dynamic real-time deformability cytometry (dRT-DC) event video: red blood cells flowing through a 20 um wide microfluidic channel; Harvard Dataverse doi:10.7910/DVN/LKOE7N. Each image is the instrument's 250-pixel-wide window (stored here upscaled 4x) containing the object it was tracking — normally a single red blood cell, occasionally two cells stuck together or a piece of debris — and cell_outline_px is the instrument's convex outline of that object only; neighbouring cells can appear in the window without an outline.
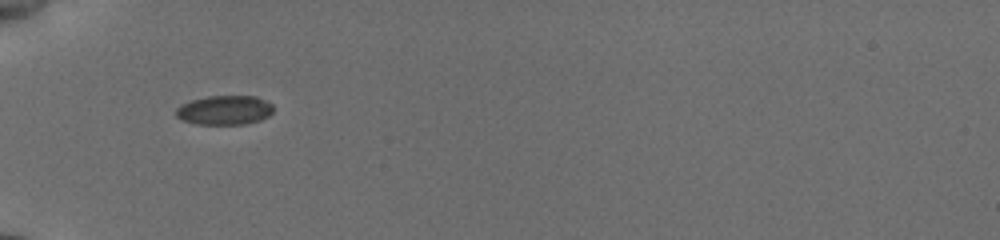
{"species": "common noctule bat (a hibernating species)", "species_latin": "Nyctalus noctula", "temperature_condition": "cold", "stored_images_in_passage": 36, "camera_frame_rate_fps": 3000, "um_per_image_px": 0.085, "animal": {"sex": "female", "body_mass_g": 19.5, "forearm_length_mm": 54.1}, "frame": {"image": 1, "passage_image": 1, "time_ms": 0.0, "image_size_px": [1000, 240], "cell_outline_px": [[272, 112], [268, 116], [260, 120], [244, 124], [196, 124], [184, 120], [176, 116], [176, 108], [180, 104], [192, 100], [208, 96], [256, 96], [272, 104]], "centroid_in_image_um": [19.08, 9.36], "position_along_channel_um": 65.9, "area_um2": 16.53}}
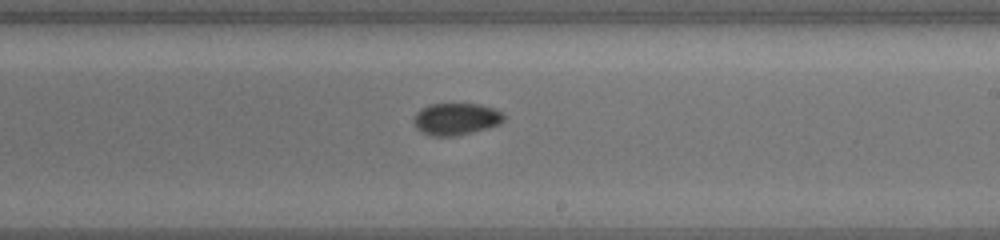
{"frame": {"image": 2, "passage_image": 16, "time_ms": 5.0, "image_size_px": [1000, 240], "cell_outline_px": [[504, 120], [500, 124], [488, 128], [456, 136], [432, 136], [420, 132], [416, 128], [412, 120], [416, 112], [428, 104], [480, 104], [496, 108], [504, 112]], "centroid_in_image_um": [38.77, 10.11], "position_along_channel_um": 250.2, "area_um2": 17.11}}
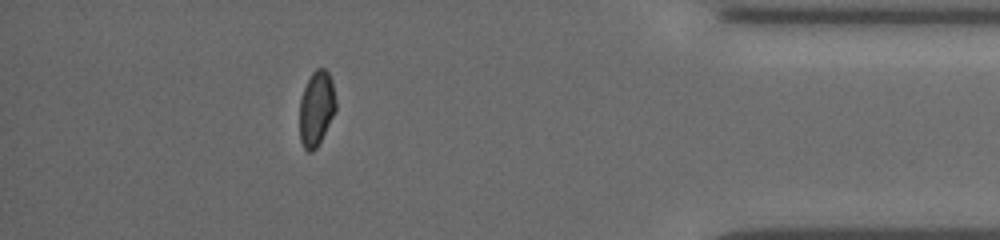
{"frame": {"image": 3, "passage_image": 31, "time_ms": 10.0, "image_size_px": [1000, 240], "cell_outline_px": [[336, 108], [316, 148], [312, 152], [308, 152], [304, 148], [300, 140], [300, 96], [312, 72], [316, 68], [324, 68], [328, 72], [332, 80], [336, 100]], "centroid_in_image_um": [26.88, 9.19], "position_along_channel_um": 408.3, "area_um2": 15.66}, "authors_computed_cell_mechanics": {"area_um2": 16.5019, "velocity_mm_per_s": 3.8314, "shape_relaxation_time_tau1_ms": 2.3993, "shape_relaxation_time_tau2_ms": 5.7482, "deformation_change_tau1": 0.0593, "deformation_change_tau2": 0.0584}}